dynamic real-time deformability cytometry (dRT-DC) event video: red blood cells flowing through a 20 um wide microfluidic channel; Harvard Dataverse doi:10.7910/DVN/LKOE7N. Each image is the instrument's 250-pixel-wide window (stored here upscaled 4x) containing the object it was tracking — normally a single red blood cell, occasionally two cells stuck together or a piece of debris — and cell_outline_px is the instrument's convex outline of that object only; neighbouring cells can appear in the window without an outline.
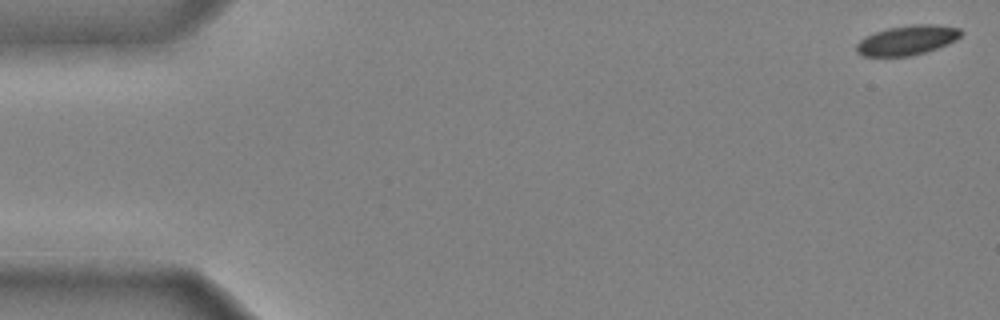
{"species": "common noctule bat (a hibernating species)", "species_latin": "Nyctalus noctula", "temperature_condition": "cold", "stored_images_in_passage": 44, "camera_frame_rate_fps": 3000, "um_per_image_px": 0.085, "animal": {"sex": "male", "body_mass_g": 20.4}, "frame": {"image": 1, "passage_image": 1, "time_ms": 0.0, "image_size_px": [1000, 320], "cell_outline_px": [[964, 32], [956, 40], [948, 44], [924, 52], [908, 56], [864, 56], [856, 52], [856, 44], [860, 40], [876, 32], [888, 28], [912, 24], [932, 24], [960, 28]], "centroid_in_image_um": [77.13, 3.41], "position_along_channel_um": 7.9, "area_um2": 17.92}}
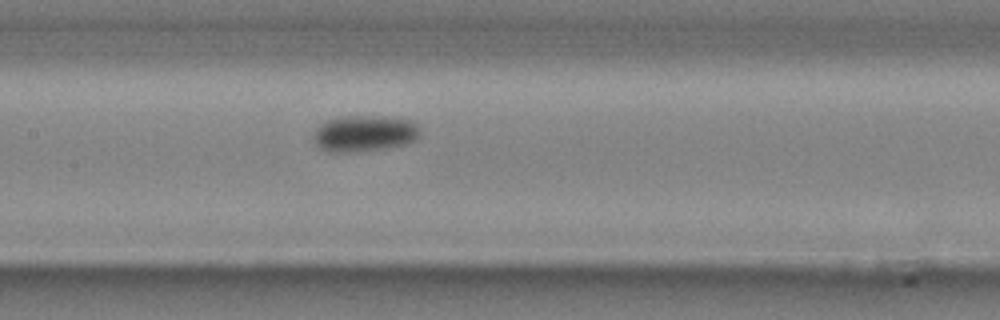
{"frame": {"image": 2, "passage_image": 24, "time_ms": 7.667, "image_size_px": [1000, 320], "cell_outline_px": [[420, 132], [416, 140], [404, 144], [388, 148], [352, 152], [328, 152], [320, 148], [316, 144], [316, 128], [324, 120], [344, 116], [384, 116], [412, 120], [416, 124]], "centroid_in_image_um": [30.99, 11.33], "position_along_channel_um": 176.4, "area_um2": 22.54}}
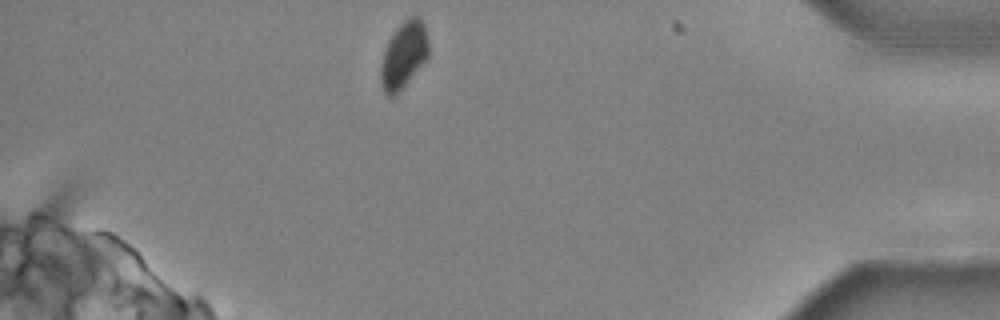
{"frame": {"image": 3, "passage_image": 44, "time_ms": 14.333, "image_size_px": [1000, 320], "cell_outline_px": [[428, 56], [396, 96], [388, 96], [384, 92], [380, 80], [380, 68], [384, 52], [388, 40], [396, 28], [404, 20], [412, 16], [420, 16], [424, 24], [428, 40]], "centroid_in_image_um": [34.3, 4.67], "position_along_channel_um": 400.9, "area_um2": 18.44}, "authors_computed_cell_mechanics": {"area_um2": 20.7213, "velocity_mm_per_s": 3.9316, "shape_relaxation_time_tau1_ms": 4.0634, "shape_relaxation_time_tau2_ms": null, "deformation_change_tau1": 0.0878, "deformation_change_tau2": null}}